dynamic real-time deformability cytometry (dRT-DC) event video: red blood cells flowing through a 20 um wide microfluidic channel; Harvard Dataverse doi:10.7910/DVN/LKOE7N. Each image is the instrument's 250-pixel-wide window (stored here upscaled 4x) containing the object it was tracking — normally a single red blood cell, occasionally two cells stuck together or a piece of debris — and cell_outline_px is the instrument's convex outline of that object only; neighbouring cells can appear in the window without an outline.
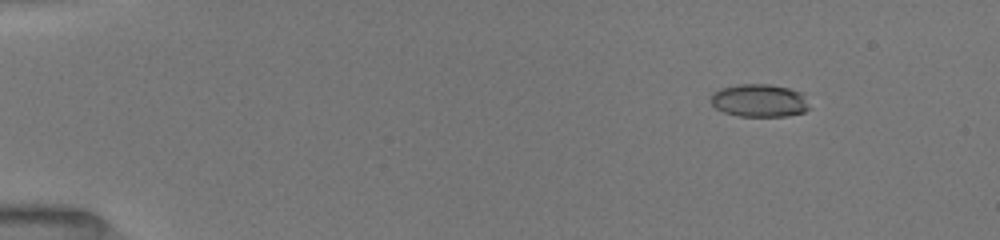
{"species": "common noctule bat (a hibernating species)", "species_latin": "Nyctalus noctula", "temperature_condition": "room temperature", "stored_images_in_passage": 9, "camera_frame_rate_fps": 3000, "um_per_image_px": 0.085, "animal": {"sex": "female", "body_mass_g": 19.5, "forearm_length_mm": 54.1}, "frame": {"image": 1, "passage_image": 3, "time_ms": 1.667, "image_size_px": [1000, 240], "cell_outline_px": [[812, 108], [804, 112], [788, 116], [740, 116], [724, 112], [716, 108], [712, 104], [712, 92], [720, 88], [736, 84], [768, 84], [788, 88], [800, 92]], "centroid_in_image_um": [64.55, 8.55], "position_along_channel_um": 20.4, "area_um2": 18.9}}
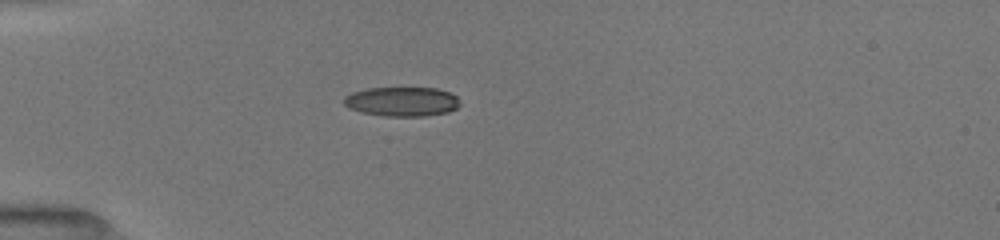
{"frame": {"image": 2, "passage_image": 7, "time_ms": 4.667, "image_size_px": [1000, 240], "cell_outline_px": [[460, 104], [456, 108], [448, 112], [424, 116], [384, 116], [360, 112], [348, 108], [344, 104], [344, 96], [352, 92], [368, 88], [436, 88], [448, 92], [456, 96]], "centroid_in_image_um": [34.13, 8.64], "position_along_channel_um": 50.9, "area_um2": 19.88}}
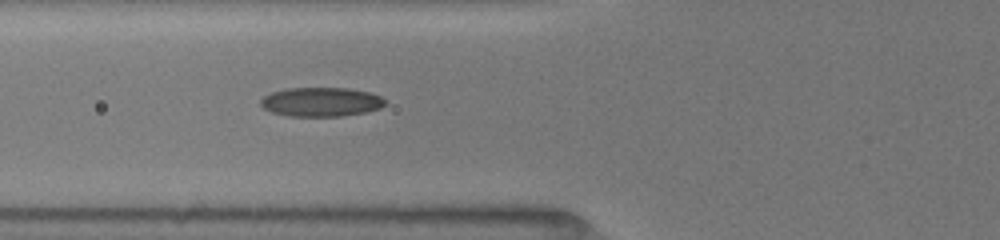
{"frame": {"image": 3, "passage_image": 9, "time_ms": 6.333, "image_size_px": [1000, 240], "cell_outline_px": [[388, 104], [380, 108], [364, 112], [340, 116], [288, 116], [272, 112], [264, 108], [260, 104], [260, 100], [264, 96], [272, 92], [288, 88], [348, 88], [368, 92], [380, 96]], "centroid_in_image_um": [27.29, 8.66], "position_along_channel_um": 98.5, "area_um2": 21.04}}